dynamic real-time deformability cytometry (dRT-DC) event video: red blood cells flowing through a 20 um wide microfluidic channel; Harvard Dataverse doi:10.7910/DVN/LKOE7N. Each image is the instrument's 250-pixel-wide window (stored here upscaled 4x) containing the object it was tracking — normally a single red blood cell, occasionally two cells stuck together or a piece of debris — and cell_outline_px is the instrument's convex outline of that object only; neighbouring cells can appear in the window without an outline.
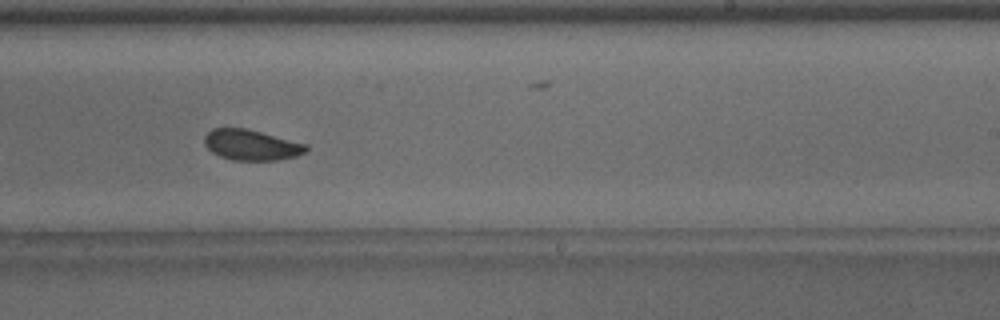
{"species": "common noctule bat (a hibernating species)", "species_latin": "Nyctalus noctula", "temperature_condition": "warm", "stored_images_in_passage": 31, "camera_frame_rate_fps": 3000, "um_per_image_px": 0.085, "animal": {"sex": "male", "body_mass_g": 15.6}, "frame": {"image": 1, "passage_image": 18, "time_ms": 5.667, "image_size_px": [1000, 320], "cell_outline_px": [[308, 152], [296, 156], [276, 160], [232, 160], [220, 156], [212, 152], [204, 144], [204, 136], [212, 128], [244, 128], [308, 144]], "centroid_in_image_um": [21.37, 12.32], "position_along_channel_um": 267.6, "area_um2": 18.09}, "authors_computed_cell_mechanics": {"area_um2": 18.5538, "velocity_mm_per_s": 4.0292, "shape_relaxation_time_tau1_ms": 2.597, "shape_relaxation_time_tau2_ms": 1.7912, "deformation_change_tau1": 0.0664, "deformation_change_tau2": 0.0605}}